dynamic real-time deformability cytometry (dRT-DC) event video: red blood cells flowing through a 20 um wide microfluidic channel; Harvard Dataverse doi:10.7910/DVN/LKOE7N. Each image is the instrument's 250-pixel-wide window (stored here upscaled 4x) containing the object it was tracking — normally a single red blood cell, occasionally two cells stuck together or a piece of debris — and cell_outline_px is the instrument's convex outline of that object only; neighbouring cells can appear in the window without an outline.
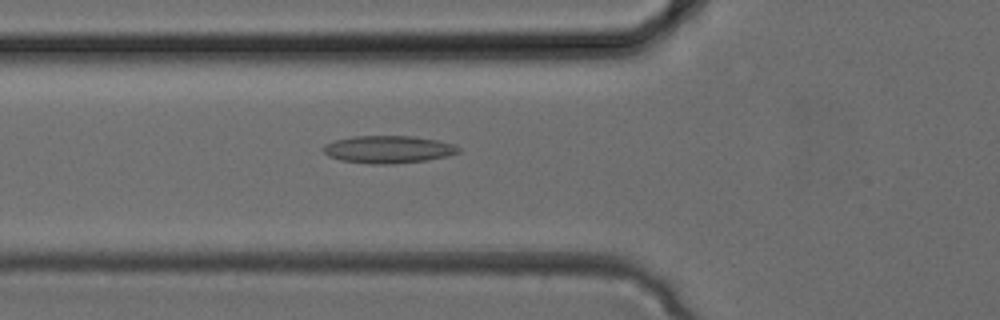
{"species": "common noctule bat (a hibernating species)", "species_latin": "Nyctalus noctula", "temperature_condition": "cold", "stored_images_in_passage": 34, "camera_frame_rate_fps": 3000, "um_per_image_px": 0.085, "animal": {"sex": "female", "body_mass_g": 24.6, "forearm_length_mm": 56.2}, "frame": {"image": 1, "passage_image": 12, "time_ms": 3.667, "image_size_px": [1000, 320], "cell_outline_px": [[460, 152], [448, 156], [428, 160], [392, 164], [372, 164], [340, 160], [328, 156], [324, 152], [324, 144], [336, 140], [356, 136], [412, 136], [436, 140], [456, 144], [460, 148]], "centroid_in_image_um": [33.04, 12.7], "position_along_channel_um": 92.8, "area_um2": 21.68}}
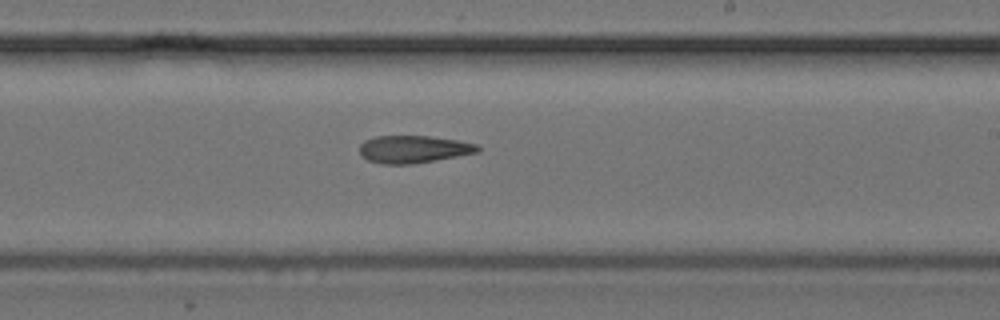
{"frame": {"image": 2, "passage_image": 20, "time_ms": 6.333, "image_size_px": [1000, 320], "cell_outline_px": [[480, 152], [436, 160], [412, 164], [380, 164], [368, 160], [360, 156], [360, 144], [364, 140], [376, 136], [428, 136], [456, 140], [476, 144], [480, 148]], "centroid_in_image_um": [35.12, 12.69], "position_along_channel_um": 253.9, "area_um2": 18.96}}
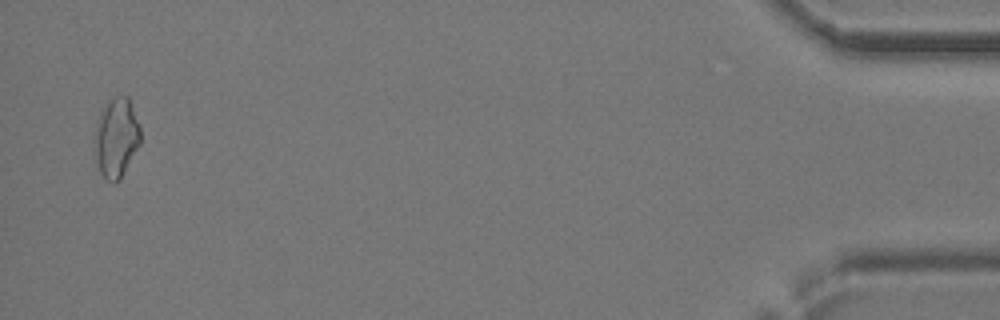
{"frame": {"image": 3, "passage_image": 33, "time_ms": 10.667, "image_size_px": [1000, 320], "cell_outline_px": [[140, 144], [120, 180], [116, 184], [112, 184], [100, 172], [92, 156], [92, 136], [96, 120], [100, 108], [112, 96], [128, 96], [140, 124]], "centroid_in_image_um": [9.82, 11.7], "position_along_channel_um": 425.4, "area_um2": 22.43}}